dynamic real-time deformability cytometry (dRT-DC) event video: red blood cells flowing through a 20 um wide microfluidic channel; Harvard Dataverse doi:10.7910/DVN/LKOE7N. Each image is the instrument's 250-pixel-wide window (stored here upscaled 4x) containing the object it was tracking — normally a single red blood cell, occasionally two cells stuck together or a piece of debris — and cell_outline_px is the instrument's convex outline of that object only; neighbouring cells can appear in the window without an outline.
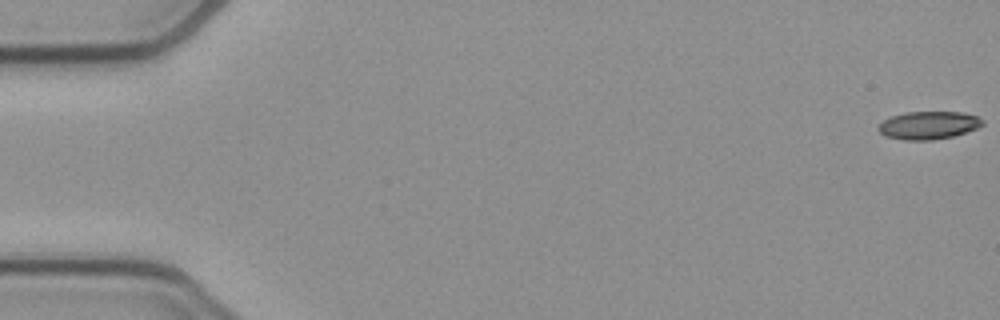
{"species": "common noctule bat (a hibernating species)", "species_latin": "Nyctalus noctula", "temperature_condition": "cold", "stored_images_in_passage": 53, "camera_frame_rate_fps": 3000, "um_per_image_px": 0.085, "animal": {"sex": "female", "body_mass_g": 21.9}, "frame": {"image": 1, "passage_image": 1, "time_ms": 0.0, "image_size_px": [1000, 320], "cell_outline_px": [[984, 124], [976, 128], [952, 136], [932, 140], [904, 140], [884, 136], [876, 128], [884, 120], [892, 116], [904, 112], [964, 112], [976, 116], [984, 120]], "centroid_in_image_um": [78.9, 10.64], "position_along_channel_um": 6.1, "area_um2": 16.88}}
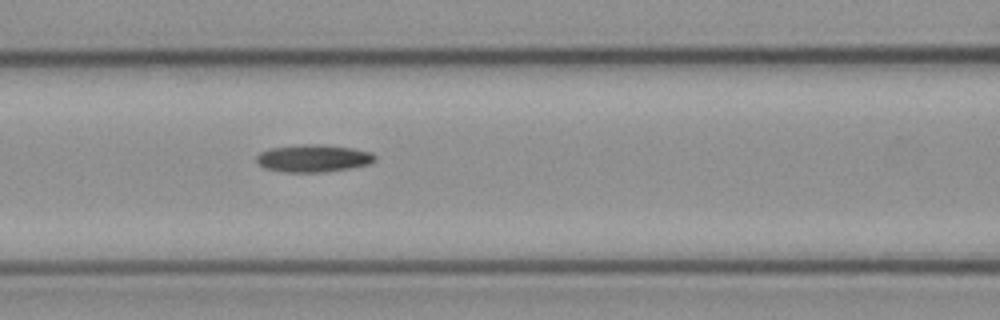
{"frame": {"image": 2, "passage_image": 23, "time_ms": 7.333, "image_size_px": [1000, 320], "cell_outline_px": [[376, 160], [368, 164], [352, 168], [324, 172], [284, 172], [264, 168], [256, 160], [256, 156], [260, 152], [268, 148], [304, 144], [316, 144], [352, 148], [372, 152], [376, 156]], "centroid_in_image_um": [26.63, 13.45], "position_along_channel_um": 140.0, "area_um2": 19.02}}
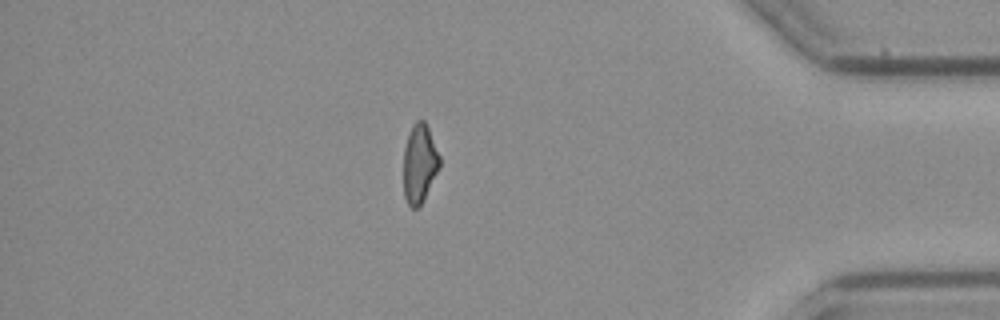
{"frame": {"image": 3, "passage_image": 46, "time_ms": 15.0, "image_size_px": [1000, 320], "cell_outline_px": [[440, 168], [424, 200], [416, 208], [412, 208], [408, 204], [404, 196], [404, 148], [408, 132], [412, 124], [416, 120], [424, 120], [428, 128], [440, 156]], "centroid_in_image_um": [35.66, 13.89], "position_along_channel_um": 399.5, "area_um2": 16.7}, "authors_computed_cell_mechanics": {"area_um2": 17.7446, "velocity_mm_per_s": 3.8999, "shape_relaxation_time_tau1_ms": 10.1733, "shape_relaxation_time_tau2_ms": null, "deformation_change_tau1": 0.2265, "deformation_change_tau2": null}}